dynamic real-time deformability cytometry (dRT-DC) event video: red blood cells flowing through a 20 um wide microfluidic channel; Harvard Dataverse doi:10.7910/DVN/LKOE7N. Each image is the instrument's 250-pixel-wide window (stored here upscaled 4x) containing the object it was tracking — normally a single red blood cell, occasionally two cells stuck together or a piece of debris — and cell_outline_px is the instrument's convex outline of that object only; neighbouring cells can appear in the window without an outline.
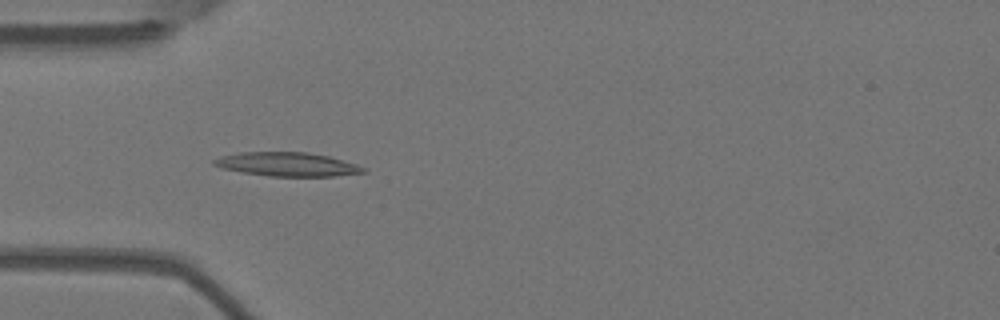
{"species": "Egyptian fruit bat (a non-hibernating species)", "species_latin": "Rousettus aegyptiacus", "temperature_condition": "warm", "stored_images_in_passage": 7, "camera_frame_rate_fps": 3000, "um_per_image_px": 0.085, "animal": {"sex": "female"}, "frame": {"image": 1, "passage_image": 5, "time_ms": 1.333, "image_size_px": [1000, 320], "cell_outline_px": [[368, 172], [336, 176], [268, 176], [244, 172], [224, 168], [212, 164], [212, 160], [220, 156], [240, 152], [304, 152], [328, 156], [356, 164], [368, 168]], "centroid_in_image_um": [24.45, 13.96], "position_along_channel_um": 60.5, "area_um2": 20.69}}
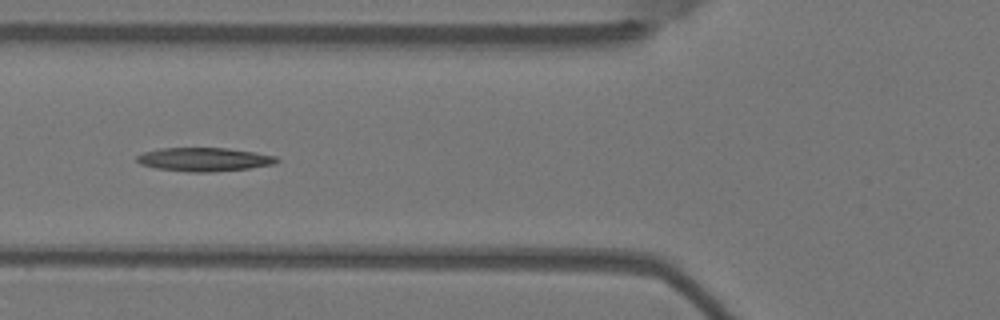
{"frame": {"image": 2, "passage_image": 6, "time_ms": 1.667, "image_size_px": [1000, 320], "cell_outline_px": [[280, 160], [276, 164], [248, 168], [212, 172], [188, 172], [156, 168], [140, 164], [136, 160], [136, 156], [144, 152], [160, 148], [228, 148], [256, 152], [276, 156]], "centroid_in_image_um": [17.37, 13.55], "position_along_channel_um": 108.4, "area_um2": 19.36}}
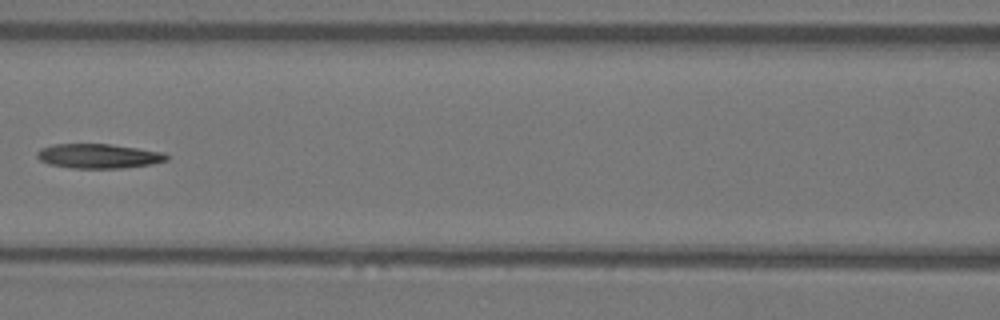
{"frame": {"image": 3, "passage_image": 7, "time_ms": 2.0, "image_size_px": [1000, 320], "cell_outline_px": [[168, 160], [152, 164], [124, 168], [72, 168], [48, 164], [40, 160], [36, 156], [36, 152], [40, 148], [52, 144], [108, 144], [164, 152], [168, 156]], "centroid_in_image_um": [8.35, 13.27], "position_along_channel_um": 158.3, "area_um2": 18.55}}